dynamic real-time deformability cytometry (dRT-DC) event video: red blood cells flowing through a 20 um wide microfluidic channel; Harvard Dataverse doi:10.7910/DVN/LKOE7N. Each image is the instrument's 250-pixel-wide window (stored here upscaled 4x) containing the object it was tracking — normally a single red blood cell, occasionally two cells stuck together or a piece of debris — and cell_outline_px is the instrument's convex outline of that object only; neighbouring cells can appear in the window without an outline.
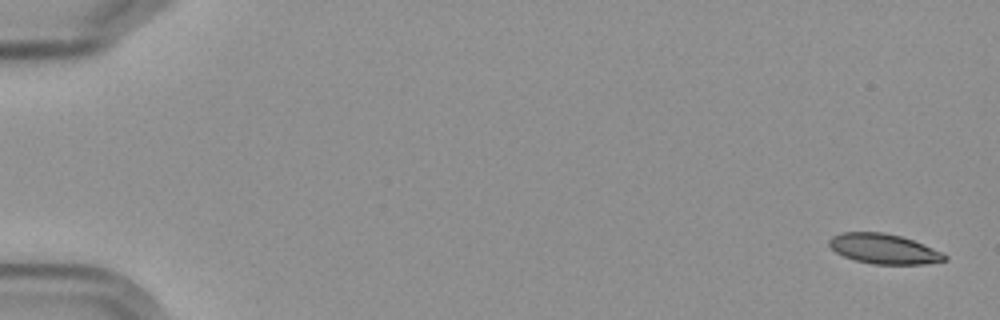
{"species": "Egyptian fruit bat (a non-hibernating species)", "species_latin": "Rousettus aegyptiacus", "temperature_condition": "cold", "stored_images_in_passage": 5, "camera_frame_rate_fps": 3000, "um_per_image_px": 0.085, "frame": {"image": 1, "passage_image": 1, "time_ms": 0.0, "image_size_px": [1000, 320], "cell_outline_px": [[948, 260], [924, 264], [872, 264], [856, 260], [844, 256], [836, 252], [828, 244], [828, 240], [832, 236], [840, 232], [884, 232], [900, 236], [912, 240], [932, 248], [948, 256]], "centroid_in_image_um": [75.1, 21.15], "position_along_channel_um": 9.9, "area_um2": 20.06}}
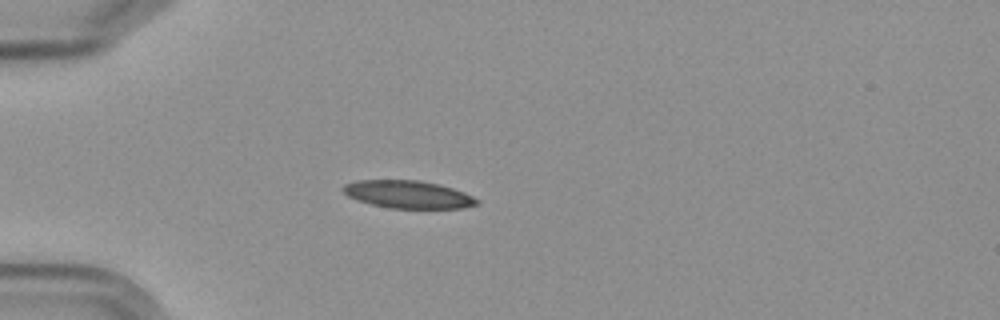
{"frame": {"image": 2, "passage_image": 5, "time_ms": 5.0, "image_size_px": [1000, 320], "cell_outline_px": [[480, 204], [464, 208], [388, 208], [356, 200], [348, 196], [340, 188], [344, 184], [356, 180], [420, 180], [440, 184], [464, 192], [480, 200]], "centroid_in_image_um": [34.69, 16.52], "position_along_channel_um": 50.3, "area_um2": 21.79}}